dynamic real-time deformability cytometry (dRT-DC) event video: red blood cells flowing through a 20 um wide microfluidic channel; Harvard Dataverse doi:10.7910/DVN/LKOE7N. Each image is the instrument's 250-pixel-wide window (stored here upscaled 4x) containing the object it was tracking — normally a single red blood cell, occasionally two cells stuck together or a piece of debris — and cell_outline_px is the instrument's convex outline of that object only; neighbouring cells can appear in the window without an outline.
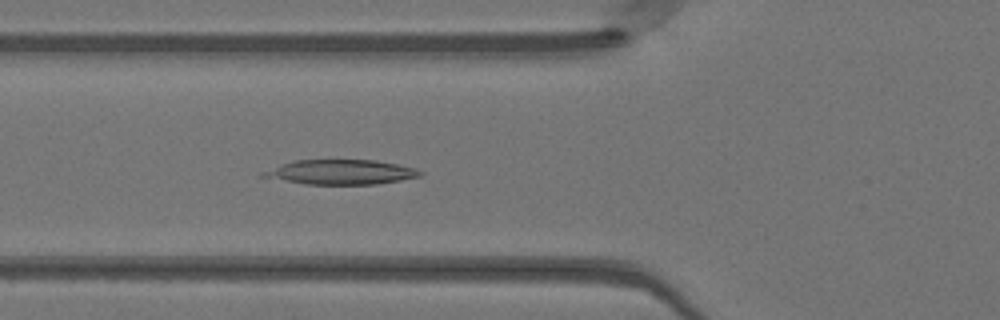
{"species": "Egyptian fruit bat (a non-hibernating species)", "species_latin": "Rousettus aegyptiacus", "temperature_condition": "warm", "stored_images_in_passage": 48, "camera_frame_rate_fps": 3000, "um_per_image_px": 0.085, "animal": {"sex": "female"}, "frame": {"image": 1, "passage_image": 17, "time_ms": 5.333, "image_size_px": [1000, 320], "cell_outline_px": [[424, 172], [420, 176], [400, 180], [376, 184], [304, 184], [260, 176], [260, 172], [280, 164], [292, 160], [376, 160], [416, 168]], "centroid_in_image_um": [28.94, 14.62], "position_along_channel_um": 96.9, "area_um2": 22.6}}
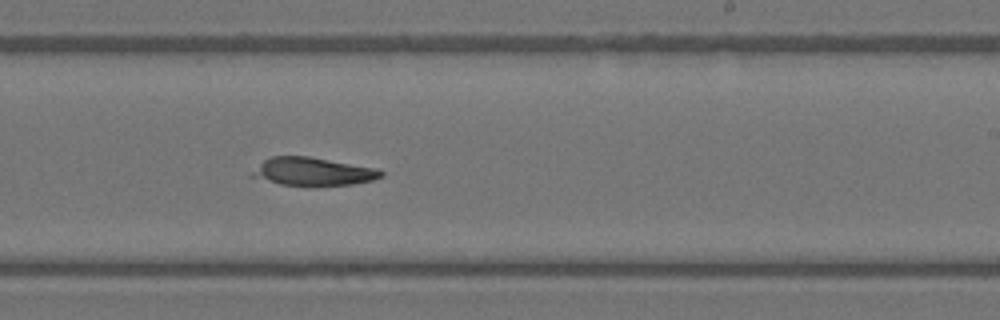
{"frame": {"image": 2, "passage_image": 29, "time_ms": 9.333, "image_size_px": [1000, 320], "cell_outline_px": [[384, 176], [372, 180], [352, 184], [312, 188], [280, 184], [248, 176], [248, 172], [264, 160], [272, 156], [308, 156], [380, 168], [384, 172]], "centroid_in_image_um": [26.59, 14.61], "position_along_channel_um": 262.4, "area_um2": 22.02}}
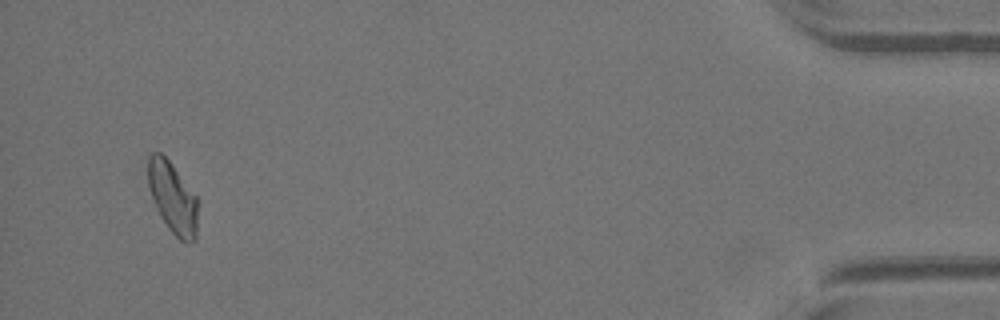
{"frame": {"image": 3, "passage_image": 46, "time_ms": 15.0, "image_size_px": [1000, 320], "cell_outline_px": [[196, 240], [180, 240], [168, 228], [160, 216], [156, 208], [148, 184], [148, 156], [152, 152], [160, 152], [168, 160], [196, 196]], "centroid_in_image_um": [14.64, 16.78], "position_along_channel_um": 420.6, "area_um2": 20.06}}